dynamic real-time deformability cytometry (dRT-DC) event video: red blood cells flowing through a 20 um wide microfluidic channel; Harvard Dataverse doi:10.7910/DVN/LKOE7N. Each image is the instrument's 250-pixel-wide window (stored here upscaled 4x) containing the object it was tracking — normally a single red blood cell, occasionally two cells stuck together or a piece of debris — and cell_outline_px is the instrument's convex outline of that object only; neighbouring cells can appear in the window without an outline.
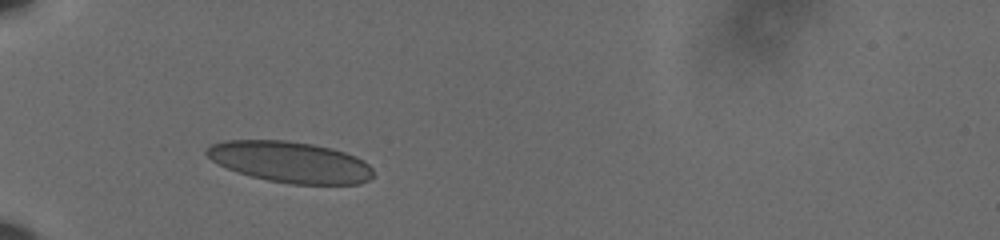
{"species": "human", "species_latin": "Homo sapiens", "temperature_condition": "cold", "stored_images_in_passage": 36, "camera_frame_rate_fps": 3000, "um_per_image_px": 0.085, "donor": {"sex": "male"}, "frame": {"image": 1, "passage_image": 1, "time_ms": 0.0, "image_size_px": [1000, 240], "cell_outline_px": [[372, 176], [368, 180], [360, 184], [292, 184], [268, 180], [236, 172], [212, 160], [204, 152], [212, 144], [224, 140], [288, 140], [312, 144], [332, 148], [356, 156], [364, 160], [372, 168]], "centroid_in_image_um": [24.68, 13.76], "position_along_channel_um": 60.3, "area_um2": 39.82}}
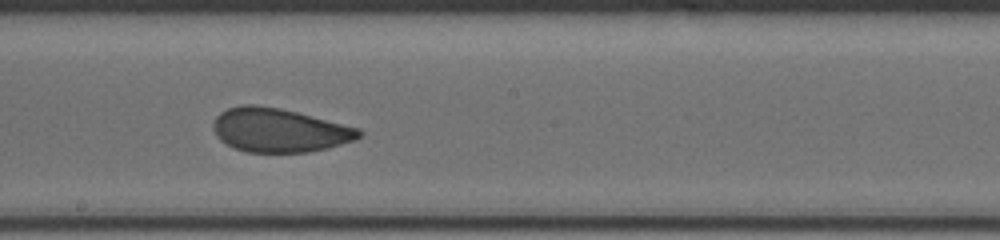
{"frame": {"image": 2, "passage_image": 16, "time_ms": 5.0, "image_size_px": [1000, 240], "cell_outline_px": [[364, 132], [356, 140], [328, 148], [308, 152], [244, 152], [220, 140], [216, 136], [212, 128], [212, 124], [216, 116], [220, 112], [228, 108], [240, 104], [252, 104], [280, 108], [360, 128]], "centroid_in_image_um": [23.72, 11.06], "position_along_channel_um": 224.5, "area_um2": 37.34}}
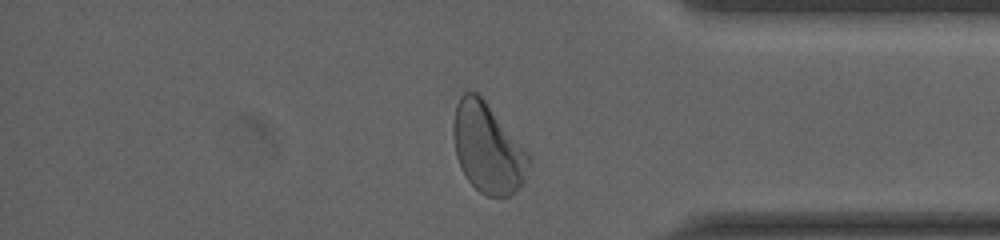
{"frame": {"image": 3, "passage_image": 31, "time_ms": 10.0, "image_size_px": [1000, 240], "cell_outline_px": [[532, 160], [524, 180], [508, 196], [488, 196], [480, 192], [468, 180], [460, 168], [456, 156], [452, 132], [452, 124], [456, 104], [460, 96], [464, 92], [476, 92], [484, 100], [532, 156]], "centroid_in_image_um": [41.44, 12.58], "position_along_channel_um": 393.8, "area_um2": 39.3}, "authors_computed_cell_mechanics": {"area_um2": 37.859, "velocity_mm_per_s": 3.5826, "shape_relaxation_time_tau1_ms": null, "shape_relaxation_time_tau2_ms": 0.9966, "deformation_change_tau1": null, "deformation_change_tau2": 0.0551}}